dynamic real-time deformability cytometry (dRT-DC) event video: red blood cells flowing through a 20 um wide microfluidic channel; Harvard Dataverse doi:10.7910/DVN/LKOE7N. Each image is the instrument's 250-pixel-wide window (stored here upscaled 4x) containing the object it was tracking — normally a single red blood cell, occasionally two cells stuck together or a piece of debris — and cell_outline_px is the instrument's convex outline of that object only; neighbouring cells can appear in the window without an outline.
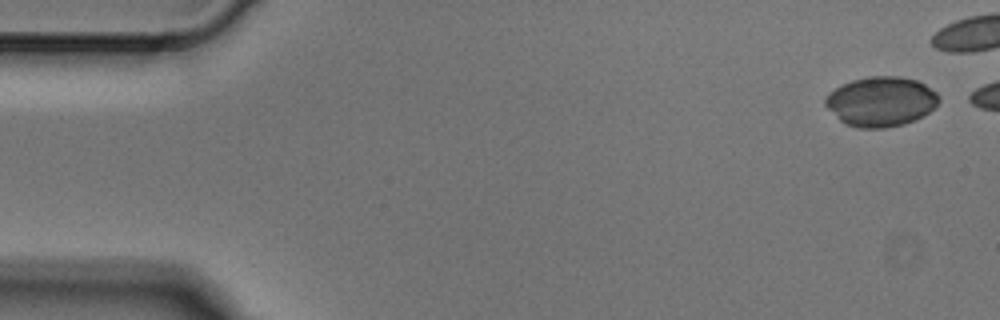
{"species": "Egyptian fruit bat (a non-hibernating species)", "species_latin": "Rousettus aegyptiacus", "temperature_condition": "cold", "stored_images_in_passage": 3, "camera_frame_rate_fps": 3000, "um_per_image_px": 0.085, "animal": {"sex": "male"}, "frame": {"image": 1, "passage_image": 1, "time_ms": 0.0, "image_size_px": [1000, 320], "cell_outline_px": [[940, 100], [928, 112], [916, 120], [904, 124], [884, 128], [856, 128], [844, 124], [824, 104], [824, 96], [828, 92], [852, 80], [868, 76], [900, 76], [916, 80], [924, 84], [936, 92], [940, 96]], "centroid_in_image_um": [74.86, 8.63], "position_along_channel_um": 10.1, "area_um2": 33.0}}